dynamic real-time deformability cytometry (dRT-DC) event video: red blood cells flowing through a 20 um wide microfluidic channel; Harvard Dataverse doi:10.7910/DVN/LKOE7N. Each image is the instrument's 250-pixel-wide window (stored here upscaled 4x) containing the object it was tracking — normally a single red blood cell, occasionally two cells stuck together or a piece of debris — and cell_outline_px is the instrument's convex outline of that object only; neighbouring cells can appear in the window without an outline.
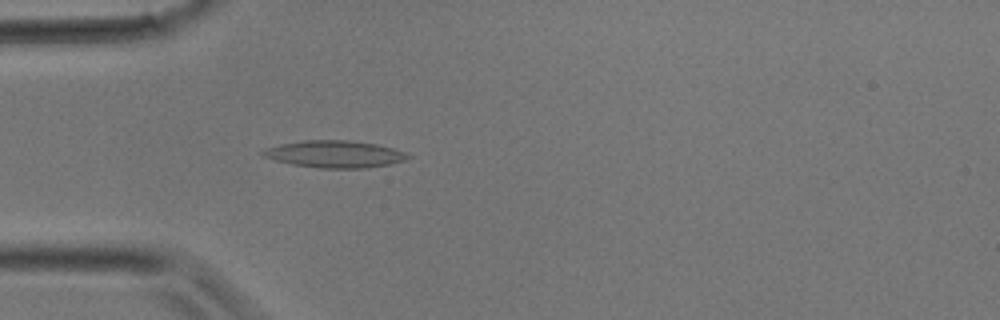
{"species": "common noctule bat (a hibernating species)", "species_latin": "Nyctalus noctula", "temperature_condition": "room temperature", "stored_images_in_passage": 34, "camera_frame_rate_fps": 3000, "um_per_image_px": 0.085, "animal": {"sex": "male", "body_mass_g": 17.9}, "frame": {"image": 1, "passage_image": 10, "time_ms": 3.0, "image_size_px": [1000, 320], "cell_outline_px": [[412, 156], [404, 160], [388, 164], [364, 168], [320, 168], [292, 164], [276, 160], [264, 156], [260, 152], [264, 148], [280, 144], [304, 140], [348, 140], [376, 144], [392, 148], [404, 152]], "centroid_in_image_um": [28.42, 13.09], "position_along_channel_um": 56.6, "area_um2": 22.66}}
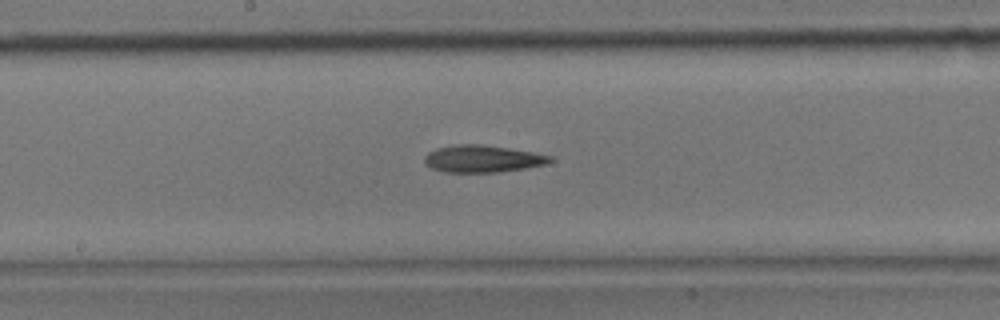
{"frame": {"image": 2, "passage_image": 18, "time_ms": 5.667, "image_size_px": [1000, 320], "cell_outline_px": [[556, 160], [548, 164], [500, 172], [444, 172], [432, 168], [424, 164], [424, 156], [428, 152], [436, 148], [456, 144], [480, 144], [508, 148], [532, 152], [552, 156]], "centroid_in_image_um": [41.02, 13.5], "position_along_channel_um": 207.2, "area_um2": 20.0}}
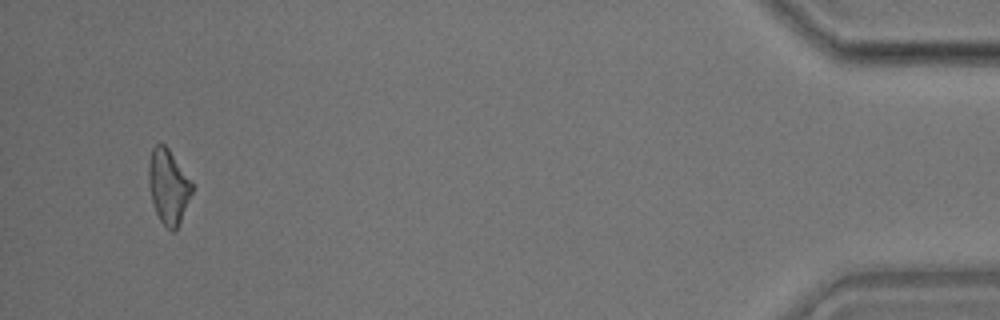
{"frame": {"image": 3, "passage_image": 33, "time_ms": 10.667, "image_size_px": [1000, 320], "cell_outline_px": [[192, 192], [176, 232], [172, 232], [160, 220], [156, 212], [152, 200], [148, 180], [148, 160], [152, 148], [156, 144], [164, 144], [168, 148], [192, 184]], "centroid_in_image_um": [14.28, 15.86], "position_along_channel_um": 420.9, "area_um2": 18.5}}